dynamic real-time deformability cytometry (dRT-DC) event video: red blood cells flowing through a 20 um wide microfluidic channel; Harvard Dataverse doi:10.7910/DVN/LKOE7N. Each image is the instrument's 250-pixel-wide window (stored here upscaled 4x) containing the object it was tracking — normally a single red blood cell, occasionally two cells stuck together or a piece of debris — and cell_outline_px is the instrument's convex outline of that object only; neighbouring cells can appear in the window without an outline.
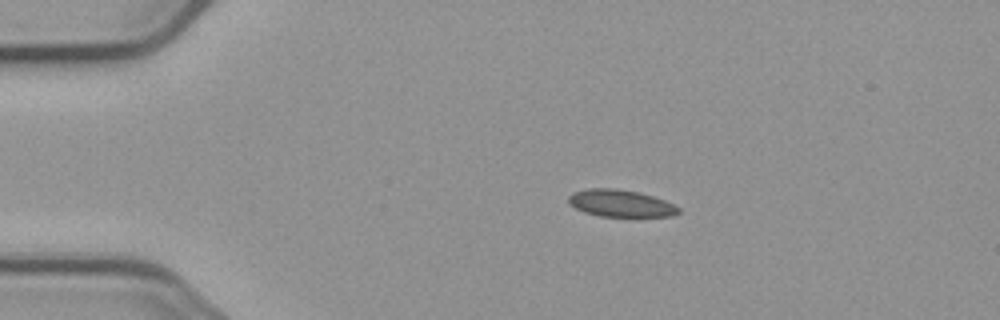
{"species": "common noctule bat (a hibernating species)", "species_latin": "Nyctalus noctula", "temperature_condition": "cold", "stored_images_in_passage": 9, "camera_frame_rate_fps": 3000, "um_per_image_px": 0.085, "animal": {"sex": "male", "body_mass_g": 23.1, "forearm_length_mm": 52.7}, "frame": {"image": 1, "passage_image": 2, "time_ms": 2.333, "image_size_px": [1000, 320], "cell_outline_px": [[680, 212], [672, 216], [600, 216], [584, 212], [568, 204], [568, 196], [572, 192], [588, 188], [616, 188], [636, 192], [652, 196], [664, 200], [680, 208]], "centroid_in_image_um": [52.7, 17.27], "position_along_channel_um": 32.3, "area_um2": 17.28}}
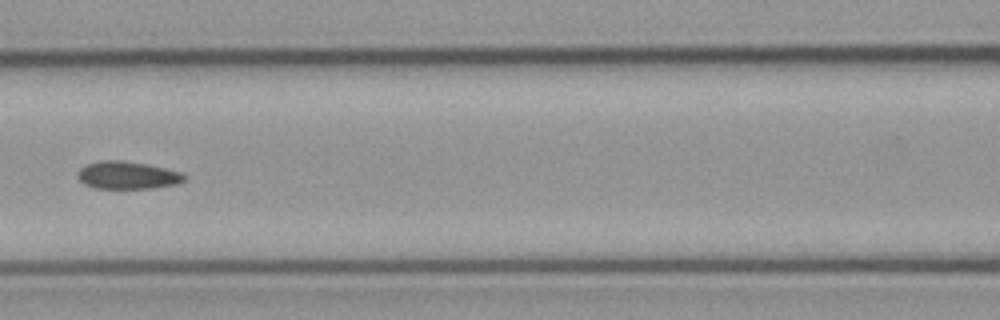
{"frame": {"image": 2, "passage_image": 6, "time_ms": 7.0, "image_size_px": [1000, 320], "cell_outline_px": [[188, 180], [176, 184], [152, 188], [92, 188], [84, 184], [76, 176], [80, 168], [84, 164], [100, 160], [124, 160], [148, 164], [184, 172], [188, 176]], "centroid_in_image_um": [10.87, 14.88], "position_along_channel_um": 155.7, "area_um2": 17.63}}
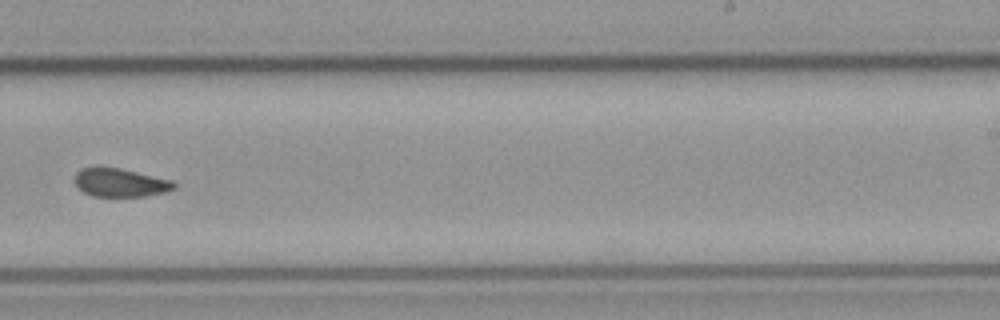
{"frame": {"image": 3, "passage_image": 9, "time_ms": 10.333, "image_size_px": [1000, 320], "cell_outline_px": [[176, 188], [168, 192], [144, 196], [92, 196], [76, 188], [76, 172], [84, 168], [120, 168], [172, 180], [176, 184]], "centroid_in_image_um": [10.26, 15.54], "position_along_channel_um": 278.7, "area_um2": 16.3}}